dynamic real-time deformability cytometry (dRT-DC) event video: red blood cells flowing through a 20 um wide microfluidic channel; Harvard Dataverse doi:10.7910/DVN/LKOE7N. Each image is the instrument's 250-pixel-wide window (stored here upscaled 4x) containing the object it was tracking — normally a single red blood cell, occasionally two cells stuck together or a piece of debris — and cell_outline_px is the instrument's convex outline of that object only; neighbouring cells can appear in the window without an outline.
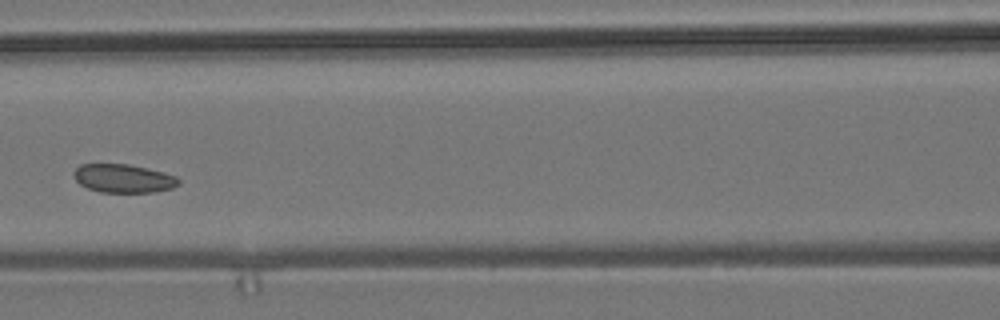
{"species": "common noctule bat (a hibernating species)", "species_latin": "Nyctalus noctula", "temperature_condition": "room temperature", "stored_images_in_passage": 8, "camera_frame_rate_fps": 3000, "um_per_image_px": 0.085, "animal": {"sex": "male", "body_mass_g": 19.2, "forearm_length_mm": 51.8}, "frame": {"image": 1, "passage_image": 5, "time_ms": 4.667, "image_size_px": [1000, 320], "cell_outline_px": [[180, 184], [172, 188], [156, 192], [100, 192], [88, 188], [80, 184], [72, 176], [72, 172], [80, 164], [128, 164], [164, 172], [176, 176], [180, 180]], "centroid_in_image_um": [10.49, 15.16], "position_along_channel_um": 156.1, "area_um2": 17.51}}
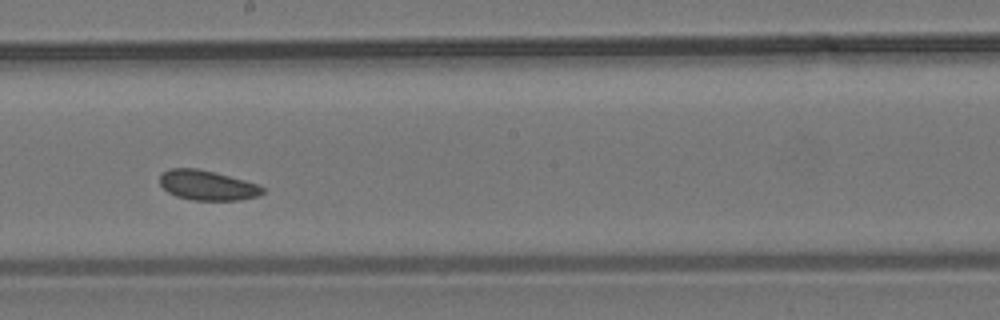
{"frame": {"image": 2, "passage_image": 7, "time_ms": 6.667, "image_size_px": [1000, 320], "cell_outline_px": [[264, 192], [256, 196], [240, 200], [192, 200], [176, 196], [168, 192], [160, 184], [160, 176], [168, 168], [196, 168], [244, 180], [256, 184], [264, 188]], "centroid_in_image_um": [17.59, 15.75], "position_along_channel_um": 230.6, "area_um2": 17.63}}
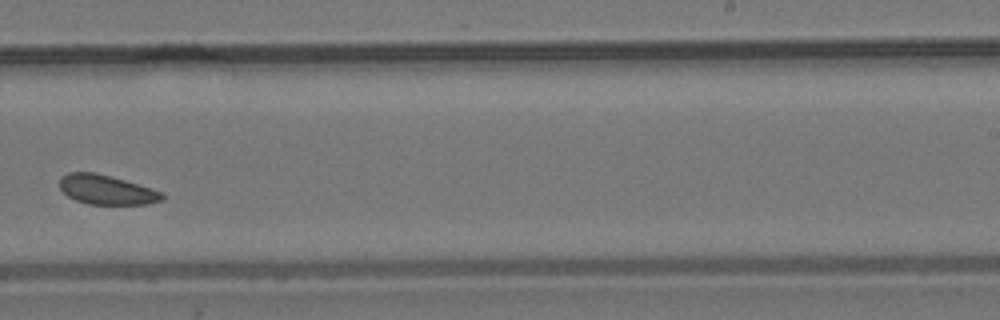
{"frame": {"image": 3, "passage_image": 8, "time_ms": 8.0, "image_size_px": [1000, 320], "cell_outline_px": [[164, 200], [148, 204], [88, 204], [76, 200], [68, 196], [60, 188], [60, 176], [68, 172], [96, 172], [112, 176], [164, 192]], "centroid_in_image_um": [9.07, 16.12], "position_along_channel_um": 279.9, "area_um2": 17.74}}